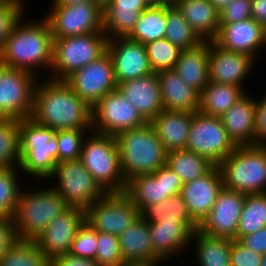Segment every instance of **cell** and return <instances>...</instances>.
Masks as SVG:
<instances>
[{"label":"cell","instance_id":"obj_34","mask_svg":"<svg viewBox=\"0 0 266 266\" xmlns=\"http://www.w3.org/2000/svg\"><path fill=\"white\" fill-rule=\"evenodd\" d=\"M166 165L175 172L183 183L204 176L215 166L207 158L188 149L168 152Z\"/></svg>","mask_w":266,"mask_h":266},{"label":"cell","instance_id":"obj_9","mask_svg":"<svg viewBox=\"0 0 266 266\" xmlns=\"http://www.w3.org/2000/svg\"><path fill=\"white\" fill-rule=\"evenodd\" d=\"M48 179L57 180L51 187L69 207L86 210L106 194L79 159L56 163Z\"/></svg>","mask_w":266,"mask_h":266},{"label":"cell","instance_id":"obj_61","mask_svg":"<svg viewBox=\"0 0 266 266\" xmlns=\"http://www.w3.org/2000/svg\"><path fill=\"white\" fill-rule=\"evenodd\" d=\"M260 266H266V254L263 255L262 262Z\"/></svg>","mask_w":266,"mask_h":266},{"label":"cell","instance_id":"obj_14","mask_svg":"<svg viewBox=\"0 0 266 266\" xmlns=\"http://www.w3.org/2000/svg\"><path fill=\"white\" fill-rule=\"evenodd\" d=\"M147 123L118 90L107 93L92 107V131L96 133L116 136Z\"/></svg>","mask_w":266,"mask_h":266},{"label":"cell","instance_id":"obj_31","mask_svg":"<svg viewBox=\"0 0 266 266\" xmlns=\"http://www.w3.org/2000/svg\"><path fill=\"white\" fill-rule=\"evenodd\" d=\"M236 85H223L209 82L200 92L198 112L221 117L247 92Z\"/></svg>","mask_w":266,"mask_h":266},{"label":"cell","instance_id":"obj_21","mask_svg":"<svg viewBox=\"0 0 266 266\" xmlns=\"http://www.w3.org/2000/svg\"><path fill=\"white\" fill-rule=\"evenodd\" d=\"M213 41L223 49L247 54L257 61L260 49L266 47V29L252 18L235 23H220L219 32Z\"/></svg>","mask_w":266,"mask_h":266},{"label":"cell","instance_id":"obj_36","mask_svg":"<svg viewBox=\"0 0 266 266\" xmlns=\"http://www.w3.org/2000/svg\"><path fill=\"white\" fill-rule=\"evenodd\" d=\"M20 127V119L0 118V169L20 167Z\"/></svg>","mask_w":266,"mask_h":266},{"label":"cell","instance_id":"obj_28","mask_svg":"<svg viewBox=\"0 0 266 266\" xmlns=\"http://www.w3.org/2000/svg\"><path fill=\"white\" fill-rule=\"evenodd\" d=\"M124 261H149L166 263L153 248L149 223L141 216L118 236Z\"/></svg>","mask_w":266,"mask_h":266},{"label":"cell","instance_id":"obj_4","mask_svg":"<svg viewBox=\"0 0 266 266\" xmlns=\"http://www.w3.org/2000/svg\"><path fill=\"white\" fill-rule=\"evenodd\" d=\"M69 206L52 188L23 189L19 193L14 226L19 240L33 241Z\"/></svg>","mask_w":266,"mask_h":266},{"label":"cell","instance_id":"obj_23","mask_svg":"<svg viewBox=\"0 0 266 266\" xmlns=\"http://www.w3.org/2000/svg\"><path fill=\"white\" fill-rule=\"evenodd\" d=\"M117 90L139 111L148 123L164 109L157 72L117 83Z\"/></svg>","mask_w":266,"mask_h":266},{"label":"cell","instance_id":"obj_1","mask_svg":"<svg viewBox=\"0 0 266 266\" xmlns=\"http://www.w3.org/2000/svg\"><path fill=\"white\" fill-rule=\"evenodd\" d=\"M47 78L36 82L30 118L54 131H92V107L65 80Z\"/></svg>","mask_w":266,"mask_h":266},{"label":"cell","instance_id":"obj_2","mask_svg":"<svg viewBox=\"0 0 266 266\" xmlns=\"http://www.w3.org/2000/svg\"><path fill=\"white\" fill-rule=\"evenodd\" d=\"M16 22L0 52V64L28 71L36 77L38 73L51 70L53 62V37L45 16L33 22L23 17ZM23 19V20H22ZM25 20V21H24ZM37 69L40 71H37ZM45 69V70H44Z\"/></svg>","mask_w":266,"mask_h":266},{"label":"cell","instance_id":"obj_25","mask_svg":"<svg viewBox=\"0 0 266 266\" xmlns=\"http://www.w3.org/2000/svg\"><path fill=\"white\" fill-rule=\"evenodd\" d=\"M157 76L164 109L198 112L200 93L197 90L185 84L173 69L159 71Z\"/></svg>","mask_w":266,"mask_h":266},{"label":"cell","instance_id":"obj_17","mask_svg":"<svg viewBox=\"0 0 266 266\" xmlns=\"http://www.w3.org/2000/svg\"><path fill=\"white\" fill-rule=\"evenodd\" d=\"M84 222L85 210L78 207H68L33 241L51 260L70 251L71 244Z\"/></svg>","mask_w":266,"mask_h":266},{"label":"cell","instance_id":"obj_7","mask_svg":"<svg viewBox=\"0 0 266 266\" xmlns=\"http://www.w3.org/2000/svg\"><path fill=\"white\" fill-rule=\"evenodd\" d=\"M53 129L42 126L31 118L21 120L20 172L44 182L58 163V142Z\"/></svg>","mask_w":266,"mask_h":266},{"label":"cell","instance_id":"obj_19","mask_svg":"<svg viewBox=\"0 0 266 266\" xmlns=\"http://www.w3.org/2000/svg\"><path fill=\"white\" fill-rule=\"evenodd\" d=\"M106 51L112 59L117 83L153 73L145 46L136 40L127 37L108 39Z\"/></svg>","mask_w":266,"mask_h":266},{"label":"cell","instance_id":"obj_37","mask_svg":"<svg viewBox=\"0 0 266 266\" xmlns=\"http://www.w3.org/2000/svg\"><path fill=\"white\" fill-rule=\"evenodd\" d=\"M266 227V193L245 194L236 240Z\"/></svg>","mask_w":266,"mask_h":266},{"label":"cell","instance_id":"obj_46","mask_svg":"<svg viewBox=\"0 0 266 266\" xmlns=\"http://www.w3.org/2000/svg\"><path fill=\"white\" fill-rule=\"evenodd\" d=\"M96 249L97 231L87 222H84V224L79 228L68 253L73 256L91 258L95 260Z\"/></svg>","mask_w":266,"mask_h":266},{"label":"cell","instance_id":"obj_30","mask_svg":"<svg viewBox=\"0 0 266 266\" xmlns=\"http://www.w3.org/2000/svg\"><path fill=\"white\" fill-rule=\"evenodd\" d=\"M203 41H213L219 32V11L209 0H180L175 6Z\"/></svg>","mask_w":266,"mask_h":266},{"label":"cell","instance_id":"obj_38","mask_svg":"<svg viewBox=\"0 0 266 266\" xmlns=\"http://www.w3.org/2000/svg\"><path fill=\"white\" fill-rule=\"evenodd\" d=\"M164 38L181 49L193 48L203 42L176 7H167Z\"/></svg>","mask_w":266,"mask_h":266},{"label":"cell","instance_id":"obj_5","mask_svg":"<svg viewBox=\"0 0 266 266\" xmlns=\"http://www.w3.org/2000/svg\"><path fill=\"white\" fill-rule=\"evenodd\" d=\"M79 160L106 193L125 191L127 182L115 136L89 132L83 139Z\"/></svg>","mask_w":266,"mask_h":266},{"label":"cell","instance_id":"obj_29","mask_svg":"<svg viewBox=\"0 0 266 266\" xmlns=\"http://www.w3.org/2000/svg\"><path fill=\"white\" fill-rule=\"evenodd\" d=\"M173 70L185 84L200 93L209 83V41L182 49Z\"/></svg>","mask_w":266,"mask_h":266},{"label":"cell","instance_id":"obj_43","mask_svg":"<svg viewBox=\"0 0 266 266\" xmlns=\"http://www.w3.org/2000/svg\"><path fill=\"white\" fill-rule=\"evenodd\" d=\"M91 131L87 130H58L55 138L58 142V162L78 160L84 137Z\"/></svg>","mask_w":266,"mask_h":266},{"label":"cell","instance_id":"obj_44","mask_svg":"<svg viewBox=\"0 0 266 266\" xmlns=\"http://www.w3.org/2000/svg\"><path fill=\"white\" fill-rule=\"evenodd\" d=\"M95 261L99 266H119L124 261L118 236L97 231Z\"/></svg>","mask_w":266,"mask_h":266},{"label":"cell","instance_id":"obj_55","mask_svg":"<svg viewBox=\"0 0 266 266\" xmlns=\"http://www.w3.org/2000/svg\"><path fill=\"white\" fill-rule=\"evenodd\" d=\"M164 263L149 262V261H123L119 266H160Z\"/></svg>","mask_w":266,"mask_h":266},{"label":"cell","instance_id":"obj_24","mask_svg":"<svg viewBox=\"0 0 266 266\" xmlns=\"http://www.w3.org/2000/svg\"><path fill=\"white\" fill-rule=\"evenodd\" d=\"M247 92L220 118L229 139L238 146L255 145L256 100Z\"/></svg>","mask_w":266,"mask_h":266},{"label":"cell","instance_id":"obj_57","mask_svg":"<svg viewBox=\"0 0 266 266\" xmlns=\"http://www.w3.org/2000/svg\"><path fill=\"white\" fill-rule=\"evenodd\" d=\"M232 0H209V2L220 12Z\"/></svg>","mask_w":266,"mask_h":266},{"label":"cell","instance_id":"obj_10","mask_svg":"<svg viewBox=\"0 0 266 266\" xmlns=\"http://www.w3.org/2000/svg\"><path fill=\"white\" fill-rule=\"evenodd\" d=\"M48 11L46 19L53 38L104 32L103 6L98 2L72 5L51 4Z\"/></svg>","mask_w":266,"mask_h":266},{"label":"cell","instance_id":"obj_40","mask_svg":"<svg viewBox=\"0 0 266 266\" xmlns=\"http://www.w3.org/2000/svg\"><path fill=\"white\" fill-rule=\"evenodd\" d=\"M141 15L139 10L103 8V29L107 39L126 37Z\"/></svg>","mask_w":266,"mask_h":266},{"label":"cell","instance_id":"obj_41","mask_svg":"<svg viewBox=\"0 0 266 266\" xmlns=\"http://www.w3.org/2000/svg\"><path fill=\"white\" fill-rule=\"evenodd\" d=\"M153 72L174 69L182 49L162 38L144 45Z\"/></svg>","mask_w":266,"mask_h":266},{"label":"cell","instance_id":"obj_3","mask_svg":"<svg viewBox=\"0 0 266 266\" xmlns=\"http://www.w3.org/2000/svg\"><path fill=\"white\" fill-rule=\"evenodd\" d=\"M122 174L131 178L151 174L166 165L167 152L150 123L115 136Z\"/></svg>","mask_w":266,"mask_h":266},{"label":"cell","instance_id":"obj_16","mask_svg":"<svg viewBox=\"0 0 266 266\" xmlns=\"http://www.w3.org/2000/svg\"><path fill=\"white\" fill-rule=\"evenodd\" d=\"M182 186V180L164 165L151 174L137 175L128 180L124 193L141 213L147 206L179 194Z\"/></svg>","mask_w":266,"mask_h":266},{"label":"cell","instance_id":"obj_50","mask_svg":"<svg viewBox=\"0 0 266 266\" xmlns=\"http://www.w3.org/2000/svg\"><path fill=\"white\" fill-rule=\"evenodd\" d=\"M256 132L255 145L266 146V94L260 100H256Z\"/></svg>","mask_w":266,"mask_h":266},{"label":"cell","instance_id":"obj_22","mask_svg":"<svg viewBox=\"0 0 266 266\" xmlns=\"http://www.w3.org/2000/svg\"><path fill=\"white\" fill-rule=\"evenodd\" d=\"M223 187L219 166L198 179L183 183L180 194L198 224L209 214Z\"/></svg>","mask_w":266,"mask_h":266},{"label":"cell","instance_id":"obj_26","mask_svg":"<svg viewBox=\"0 0 266 266\" xmlns=\"http://www.w3.org/2000/svg\"><path fill=\"white\" fill-rule=\"evenodd\" d=\"M193 113L163 109L151 122L165 151L185 149Z\"/></svg>","mask_w":266,"mask_h":266},{"label":"cell","instance_id":"obj_53","mask_svg":"<svg viewBox=\"0 0 266 266\" xmlns=\"http://www.w3.org/2000/svg\"><path fill=\"white\" fill-rule=\"evenodd\" d=\"M149 6L143 0H111L103 8H118V10H139L141 13Z\"/></svg>","mask_w":266,"mask_h":266},{"label":"cell","instance_id":"obj_15","mask_svg":"<svg viewBox=\"0 0 266 266\" xmlns=\"http://www.w3.org/2000/svg\"><path fill=\"white\" fill-rule=\"evenodd\" d=\"M65 81L91 107L107 93L117 90L113 62L107 51L97 60L73 72Z\"/></svg>","mask_w":266,"mask_h":266},{"label":"cell","instance_id":"obj_20","mask_svg":"<svg viewBox=\"0 0 266 266\" xmlns=\"http://www.w3.org/2000/svg\"><path fill=\"white\" fill-rule=\"evenodd\" d=\"M255 63L256 60L247 54L223 49L209 41V82L243 88Z\"/></svg>","mask_w":266,"mask_h":266},{"label":"cell","instance_id":"obj_52","mask_svg":"<svg viewBox=\"0 0 266 266\" xmlns=\"http://www.w3.org/2000/svg\"><path fill=\"white\" fill-rule=\"evenodd\" d=\"M50 266H99L94 259L73 256L69 253L58 255L50 260Z\"/></svg>","mask_w":266,"mask_h":266},{"label":"cell","instance_id":"obj_47","mask_svg":"<svg viewBox=\"0 0 266 266\" xmlns=\"http://www.w3.org/2000/svg\"><path fill=\"white\" fill-rule=\"evenodd\" d=\"M251 18V0H232L219 12V23H235Z\"/></svg>","mask_w":266,"mask_h":266},{"label":"cell","instance_id":"obj_42","mask_svg":"<svg viewBox=\"0 0 266 266\" xmlns=\"http://www.w3.org/2000/svg\"><path fill=\"white\" fill-rule=\"evenodd\" d=\"M18 168L0 169V217H10L16 211L21 192ZM19 178V179H18Z\"/></svg>","mask_w":266,"mask_h":266},{"label":"cell","instance_id":"obj_60","mask_svg":"<svg viewBox=\"0 0 266 266\" xmlns=\"http://www.w3.org/2000/svg\"><path fill=\"white\" fill-rule=\"evenodd\" d=\"M109 1L111 0H97V2L100 3L102 6H104Z\"/></svg>","mask_w":266,"mask_h":266},{"label":"cell","instance_id":"obj_49","mask_svg":"<svg viewBox=\"0 0 266 266\" xmlns=\"http://www.w3.org/2000/svg\"><path fill=\"white\" fill-rule=\"evenodd\" d=\"M17 241L13 218L0 217V259Z\"/></svg>","mask_w":266,"mask_h":266},{"label":"cell","instance_id":"obj_32","mask_svg":"<svg viewBox=\"0 0 266 266\" xmlns=\"http://www.w3.org/2000/svg\"><path fill=\"white\" fill-rule=\"evenodd\" d=\"M140 216L147 223L182 222L193 233L199 229V224L190 215L188 206L180 193L165 201L147 206Z\"/></svg>","mask_w":266,"mask_h":266},{"label":"cell","instance_id":"obj_62","mask_svg":"<svg viewBox=\"0 0 266 266\" xmlns=\"http://www.w3.org/2000/svg\"><path fill=\"white\" fill-rule=\"evenodd\" d=\"M5 1H9V0H0V4L3 3V2H5Z\"/></svg>","mask_w":266,"mask_h":266},{"label":"cell","instance_id":"obj_13","mask_svg":"<svg viewBox=\"0 0 266 266\" xmlns=\"http://www.w3.org/2000/svg\"><path fill=\"white\" fill-rule=\"evenodd\" d=\"M140 217V211L124 193H106L85 210V222L100 232L119 236Z\"/></svg>","mask_w":266,"mask_h":266},{"label":"cell","instance_id":"obj_45","mask_svg":"<svg viewBox=\"0 0 266 266\" xmlns=\"http://www.w3.org/2000/svg\"><path fill=\"white\" fill-rule=\"evenodd\" d=\"M25 0H9L0 4V52L16 22L24 15Z\"/></svg>","mask_w":266,"mask_h":266},{"label":"cell","instance_id":"obj_51","mask_svg":"<svg viewBox=\"0 0 266 266\" xmlns=\"http://www.w3.org/2000/svg\"><path fill=\"white\" fill-rule=\"evenodd\" d=\"M238 241L256 253L261 255L266 254V227L259 229L258 231L248 234L245 236H241Z\"/></svg>","mask_w":266,"mask_h":266},{"label":"cell","instance_id":"obj_39","mask_svg":"<svg viewBox=\"0 0 266 266\" xmlns=\"http://www.w3.org/2000/svg\"><path fill=\"white\" fill-rule=\"evenodd\" d=\"M0 266H50V260L34 241L19 240L1 257Z\"/></svg>","mask_w":266,"mask_h":266},{"label":"cell","instance_id":"obj_18","mask_svg":"<svg viewBox=\"0 0 266 266\" xmlns=\"http://www.w3.org/2000/svg\"><path fill=\"white\" fill-rule=\"evenodd\" d=\"M244 200L245 194L223 187L198 230L211 237L236 239Z\"/></svg>","mask_w":266,"mask_h":266},{"label":"cell","instance_id":"obj_6","mask_svg":"<svg viewBox=\"0 0 266 266\" xmlns=\"http://www.w3.org/2000/svg\"><path fill=\"white\" fill-rule=\"evenodd\" d=\"M218 166L224 188L243 194L266 193V146H238Z\"/></svg>","mask_w":266,"mask_h":266},{"label":"cell","instance_id":"obj_33","mask_svg":"<svg viewBox=\"0 0 266 266\" xmlns=\"http://www.w3.org/2000/svg\"><path fill=\"white\" fill-rule=\"evenodd\" d=\"M231 240L230 238L211 237L196 230L191 241L192 246L194 245L196 263L199 266H231Z\"/></svg>","mask_w":266,"mask_h":266},{"label":"cell","instance_id":"obj_12","mask_svg":"<svg viewBox=\"0 0 266 266\" xmlns=\"http://www.w3.org/2000/svg\"><path fill=\"white\" fill-rule=\"evenodd\" d=\"M38 77L0 64V118L26 119L33 110V95Z\"/></svg>","mask_w":266,"mask_h":266},{"label":"cell","instance_id":"obj_58","mask_svg":"<svg viewBox=\"0 0 266 266\" xmlns=\"http://www.w3.org/2000/svg\"><path fill=\"white\" fill-rule=\"evenodd\" d=\"M180 0H157V6L175 7Z\"/></svg>","mask_w":266,"mask_h":266},{"label":"cell","instance_id":"obj_27","mask_svg":"<svg viewBox=\"0 0 266 266\" xmlns=\"http://www.w3.org/2000/svg\"><path fill=\"white\" fill-rule=\"evenodd\" d=\"M149 230L154 251L165 262L191 246L193 232L182 222L149 223Z\"/></svg>","mask_w":266,"mask_h":266},{"label":"cell","instance_id":"obj_56","mask_svg":"<svg viewBox=\"0 0 266 266\" xmlns=\"http://www.w3.org/2000/svg\"><path fill=\"white\" fill-rule=\"evenodd\" d=\"M84 2H97V0H52V4H59V5H72Z\"/></svg>","mask_w":266,"mask_h":266},{"label":"cell","instance_id":"obj_11","mask_svg":"<svg viewBox=\"0 0 266 266\" xmlns=\"http://www.w3.org/2000/svg\"><path fill=\"white\" fill-rule=\"evenodd\" d=\"M235 148L220 117L200 112L193 113L185 149L207 158L218 166Z\"/></svg>","mask_w":266,"mask_h":266},{"label":"cell","instance_id":"obj_35","mask_svg":"<svg viewBox=\"0 0 266 266\" xmlns=\"http://www.w3.org/2000/svg\"><path fill=\"white\" fill-rule=\"evenodd\" d=\"M167 6H153L144 10L127 38L143 45L162 39L166 30Z\"/></svg>","mask_w":266,"mask_h":266},{"label":"cell","instance_id":"obj_54","mask_svg":"<svg viewBox=\"0 0 266 266\" xmlns=\"http://www.w3.org/2000/svg\"><path fill=\"white\" fill-rule=\"evenodd\" d=\"M251 18L266 29V0H251Z\"/></svg>","mask_w":266,"mask_h":266},{"label":"cell","instance_id":"obj_48","mask_svg":"<svg viewBox=\"0 0 266 266\" xmlns=\"http://www.w3.org/2000/svg\"><path fill=\"white\" fill-rule=\"evenodd\" d=\"M263 255L249 250L238 240H231V266H260Z\"/></svg>","mask_w":266,"mask_h":266},{"label":"cell","instance_id":"obj_59","mask_svg":"<svg viewBox=\"0 0 266 266\" xmlns=\"http://www.w3.org/2000/svg\"><path fill=\"white\" fill-rule=\"evenodd\" d=\"M149 7L157 6V0H143Z\"/></svg>","mask_w":266,"mask_h":266},{"label":"cell","instance_id":"obj_8","mask_svg":"<svg viewBox=\"0 0 266 266\" xmlns=\"http://www.w3.org/2000/svg\"><path fill=\"white\" fill-rule=\"evenodd\" d=\"M107 41L104 32L53 38L50 78L65 80L73 72L97 60L106 52Z\"/></svg>","mask_w":266,"mask_h":266}]
</instances>
